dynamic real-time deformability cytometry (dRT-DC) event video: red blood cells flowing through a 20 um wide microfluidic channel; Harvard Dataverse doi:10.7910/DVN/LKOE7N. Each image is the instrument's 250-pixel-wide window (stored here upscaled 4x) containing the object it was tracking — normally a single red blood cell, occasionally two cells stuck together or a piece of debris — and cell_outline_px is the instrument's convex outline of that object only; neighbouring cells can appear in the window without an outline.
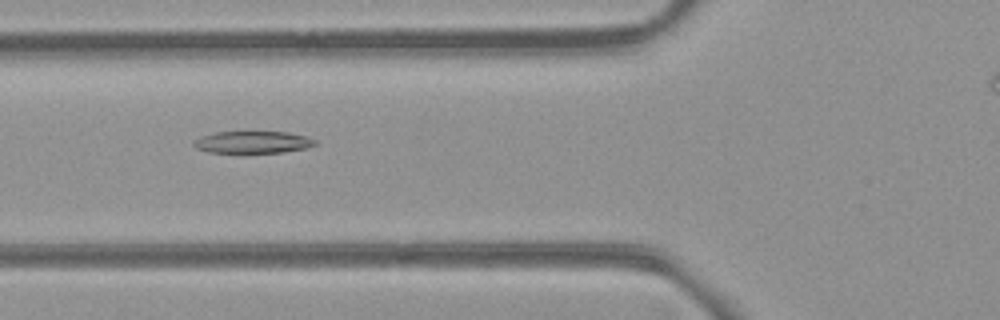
{"species": "common noctule bat (a hibernating species)", "species_latin": "Nyctalus noctula", "temperature_condition": "room temperature", "stored_images_in_passage": 34, "camera_frame_rate_fps": 3000, "um_per_image_px": 0.085, "animal": {"sex": "female", "body_mass_g": 21.9}, "frame": {"image": 1, "passage_image": 6, "time_ms": 1.667, "image_size_px": [1000, 320], "cell_outline_px": [[316, 144], [304, 148], [284, 152], [208, 152], [196, 148], [192, 144], [200, 136], [216, 132], [288, 132], [304, 136], [316, 140]], "centroid_in_image_um": [21.46, 12.08], "position_along_channel_um": 104.3, "area_um2": 15.32}}
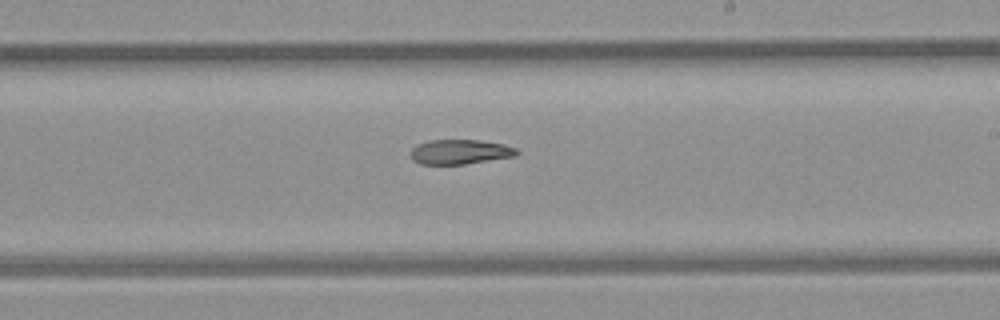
{"frame": {"image": 2, "passage_image": 17, "time_ms": 5.333, "image_size_px": [1000, 320], "cell_outline_px": [[520, 152], [516, 156], [464, 164], [420, 164], [412, 160], [412, 148], [416, 144], [428, 140], [480, 140], [504, 144], [516, 148]], "centroid_in_image_um": [39.11, 12.9], "position_along_channel_um": 249.9, "area_um2": 15.32}}
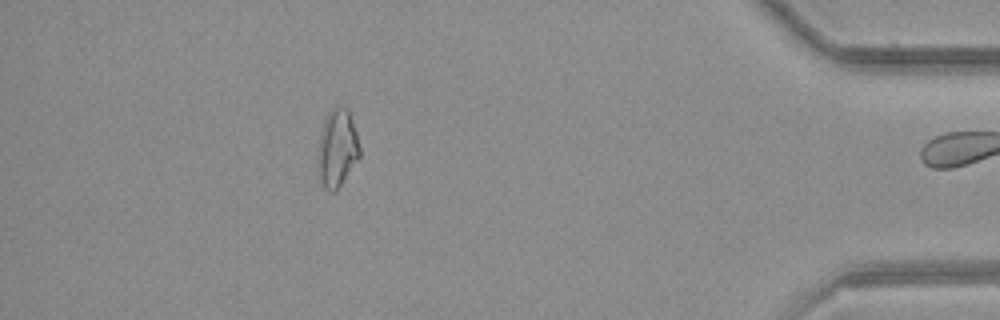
{"frame": {"image": 3, "passage_image": 33, "time_ms": 10.667, "image_size_px": [1000, 320], "cell_outline_px": [[360, 156], [336, 192], [328, 192], [324, 188], [320, 180], [316, 160], [320, 132], [324, 116], [336, 104], [348, 108], [356, 132], [360, 148]], "centroid_in_image_um": [28.63, 12.59], "position_along_channel_um": 406.6, "area_um2": 19.48}}